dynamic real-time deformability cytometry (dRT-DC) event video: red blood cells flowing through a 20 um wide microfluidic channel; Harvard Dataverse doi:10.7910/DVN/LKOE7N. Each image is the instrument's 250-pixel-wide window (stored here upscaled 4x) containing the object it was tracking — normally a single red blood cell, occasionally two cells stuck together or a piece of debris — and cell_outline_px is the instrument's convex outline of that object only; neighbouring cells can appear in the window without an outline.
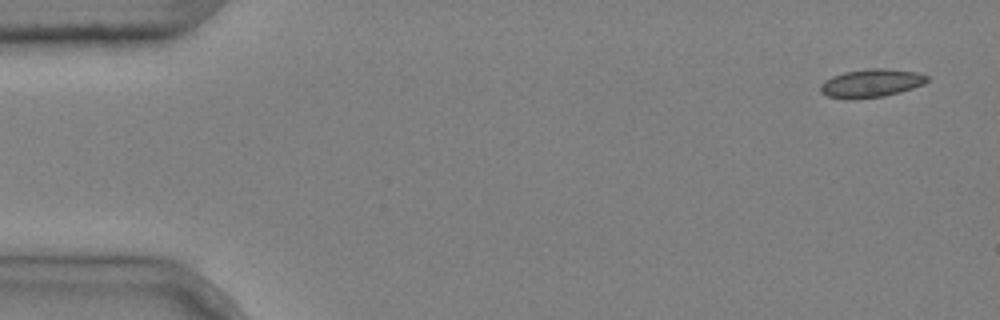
{"species": "common noctule bat (a hibernating species)", "species_latin": "Nyctalus noctula", "temperature_condition": "cold", "stored_images_in_passage": 5, "camera_frame_rate_fps": 3000, "um_per_image_px": 0.085, "animal": {"sex": "male", "body_mass_g": 20.4}, "frame": {"image": 1, "passage_image": 1, "time_ms": 0.0, "image_size_px": [1000, 320], "cell_outline_px": [[928, 80], [924, 84], [900, 92], [884, 96], [828, 96], [820, 92], [820, 84], [824, 80], [832, 76], [844, 72], [868, 68], [884, 68], [916, 72], [928, 76]], "centroid_in_image_um": [74.09, 7.02], "position_along_channel_um": 10.9, "area_um2": 16.88}}
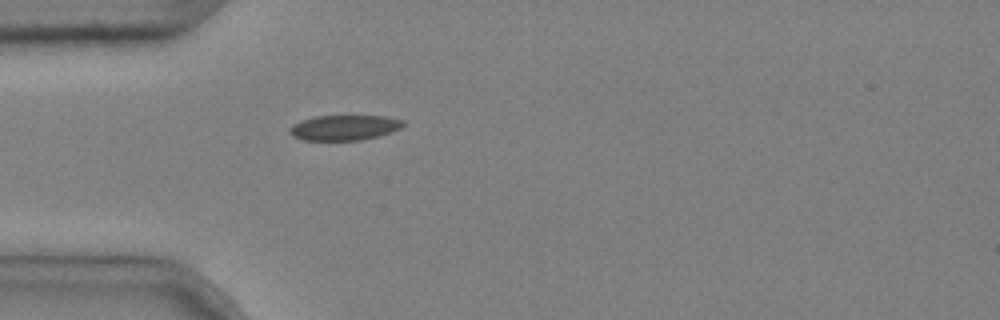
{"frame": {"image": 2, "passage_image": 5, "time_ms": 1.333, "image_size_px": [1000, 320], "cell_outline_px": [[404, 124], [400, 128], [392, 132], [360, 140], [304, 140], [292, 136], [288, 132], [292, 124], [300, 120], [316, 116], [384, 116], [404, 120]], "centroid_in_image_um": [29.23, 10.84], "position_along_channel_um": 55.8, "area_um2": 16.65}}